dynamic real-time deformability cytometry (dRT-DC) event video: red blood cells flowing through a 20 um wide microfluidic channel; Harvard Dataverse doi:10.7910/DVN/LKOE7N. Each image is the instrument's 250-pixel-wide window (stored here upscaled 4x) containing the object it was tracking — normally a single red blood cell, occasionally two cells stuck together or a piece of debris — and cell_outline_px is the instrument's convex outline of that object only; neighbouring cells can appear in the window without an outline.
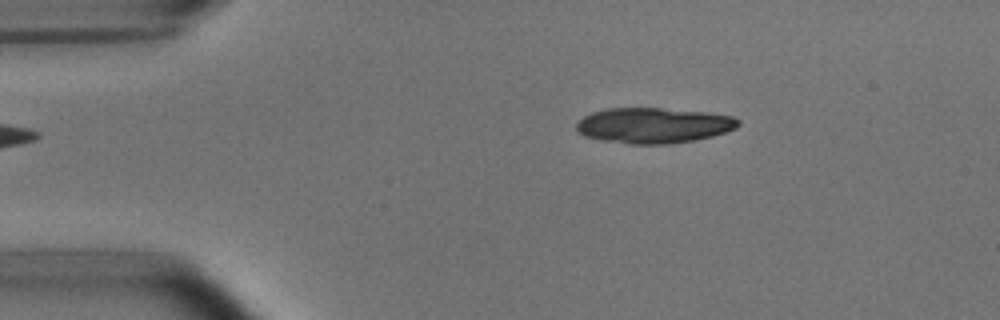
{"species": "common noctule bat (a hibernating species)", "species_latin": "Nyctalus noctula", "temperature_condition": "room temperature", "stored_images_in_passage": 2, "camera_frame_rate_fps": 3000, "um_per_image_px": 0.085, "animal": {"sex": "male", "body_mass_g": 15.6}, "frame": {"image": 1, "passage_image": 2, "time_ms": 1.0, "image_size_px": [1000, 320], "cell_outline_px": [[740, 124], [736, 128], [712, 136], [696, 140], [668, 144], [628, 144], [600, 140], [584, 136], [576, 132], [576, 124], [584, 116], [592, 112], [608, 108], [660, 108], [708, 112], [732, 116], [740, 120]], "centroid_in_image_um": [55.54, 10.66], "position_along_channel_um": 29.5, "area_um2": 33.7}}